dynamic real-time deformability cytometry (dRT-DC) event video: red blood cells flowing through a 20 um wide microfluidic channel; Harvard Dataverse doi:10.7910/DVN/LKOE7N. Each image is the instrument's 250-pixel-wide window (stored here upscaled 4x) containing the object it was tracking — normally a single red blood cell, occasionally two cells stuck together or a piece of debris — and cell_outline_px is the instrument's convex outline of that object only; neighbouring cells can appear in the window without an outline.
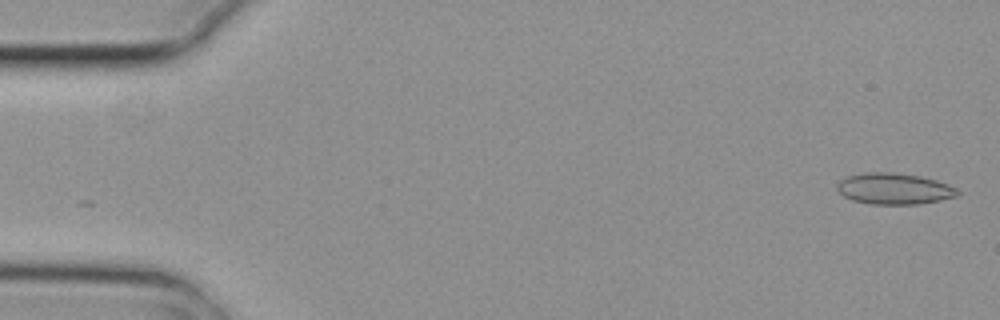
{"species": "common noctule bat (a hibernating species)", "species_latin": "Nyctalus noctula", "temperature_condition": "cold", "stored_images_in_passage": 5, "camera_frame_rate_fps": 3000, "um_per_image_px": 0.085, "animal": {"sex": "female", "body_mass_g": 29.2, "forearm_length_mm": 56.3}, "frame": {"image": 1, "passage_image": 1, "time_ms": 0.0, "image_size_px": [1000, 320], "cell_outline_px": [[960, 192], [956, 196], [940, 200], [916, 204], [872, 204], [852, 200], [844, 196], [836, 188], [836, 184], [840, 180], [848, 176], [864, 172], [896, 172], [920, 176], [936, 180], [948, 184], [956, 188]], "centroid_in_image_um": [75.99, 16.03], "position_along_channel_um": 9.0, "area_um2": 21.91}}
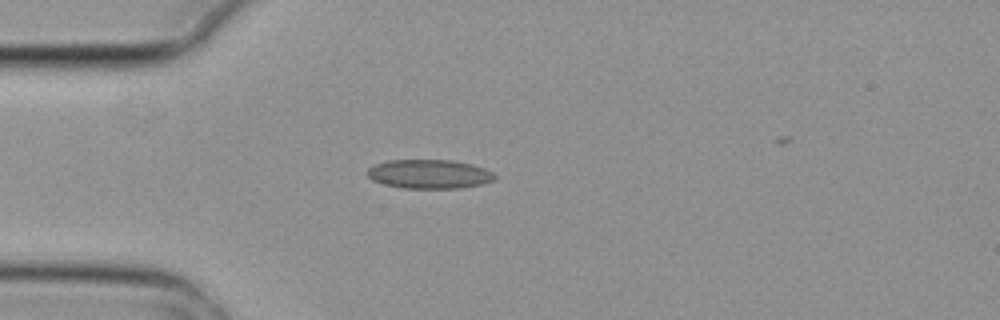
{"frame": {"image": 2, "passage_image": 4, "time_ms": 1.0, "image_size_px": [1000, 320], "cell_outline_px": [[496, 176], [492, 180], [484, 184], [460, 188], [404, 188], [384, 184], [372, 180], [368, 176], [368, 168], [376, 164], [388, 160], [452, 160], [472, 164], [484, 168], [492, 172]], "centroid_in_image_um": [36.5, 14.79], "position_along_channel_um": 48.5, "area_um2": 21.5}}